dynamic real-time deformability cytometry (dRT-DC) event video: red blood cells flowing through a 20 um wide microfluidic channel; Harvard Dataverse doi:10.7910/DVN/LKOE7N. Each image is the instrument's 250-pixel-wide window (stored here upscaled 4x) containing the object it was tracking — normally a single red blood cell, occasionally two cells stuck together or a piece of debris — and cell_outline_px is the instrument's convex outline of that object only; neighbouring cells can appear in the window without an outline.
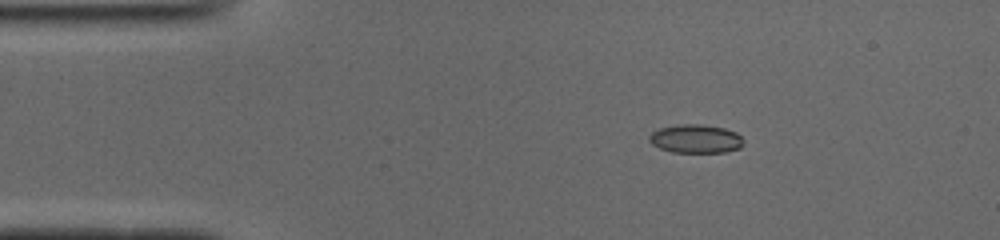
{"species": "common noctule bat (a hibernating species)", "species_latin": "Nyctalus noctula", "temperature_condition": "cold", "stored_images_in_passage": 45, "camera_frame_rate_fps": 3000, "um_per_image_px": 0.085, "animal": {"sex": "male", "body_mass_g": 19.0, "forearm_length_mm": 50.8}, "frame": {"image": 1, "passage_image": 7, "time_ms": 2.0, "image_size_px": [1000, 240], "cell_outline_px": [[744, 144], [740, 148], [724, 152], [672, 152], [660, 148], [652, 144], [648, 140], [648, 136], [652, 132], [660, 128], [676, 124], [700, 124], [724, 128], [736, 132], [744, 140]], "centroid_in_image_um": [59.13, 11.79], "position_along_channel_um": 25.9, "area_um2": 15.78}}
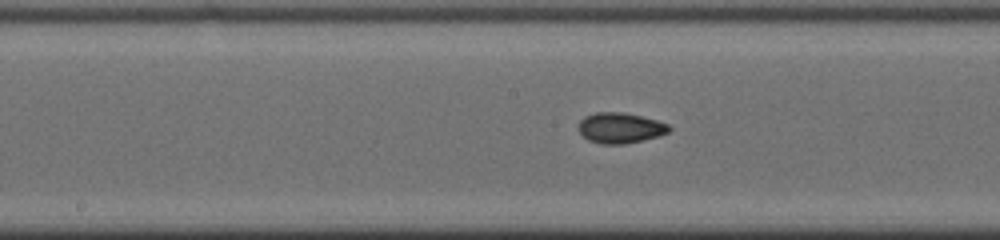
{"frame": {"image": 2, "passage_image": 24, "time_ms": 7.667, "image_size_px": [1000, 240], "cell_outline_px": [[672, 128], [668, 132], [656, 136], [624, 144], [604, 144], [588, 140], [580, 132], [580, 120], [584, 116], [596, 112], [624, 112], [656, 120], [668, 124]], "centroid_in_image_um": [52.71, 10.86], "position_along_channel_um": 195.5, "area_um2": 15.84}}
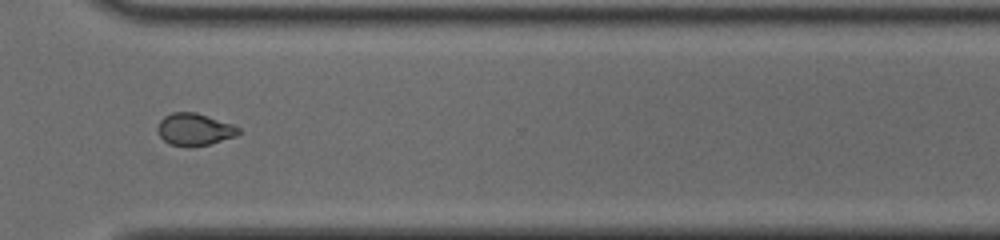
{"frame": {"image": 3, "passage_image": 36, "time_ms": 11.667, "image_size_px": [1000, 240], "cell_outline_px": [[240, 132], [236, 136], [208, 144], [172, 144], [164, 140], [160, 136], [156, 128], [160, 120], [164, 116], [172, 112], [196, 112], [232, 124], [240, 128]], "centroid_in_image_um": [16.53, 10.95], "position_along_channel_um": 354.1, "area_um2": 14.68}, "authors_computed_cell_mechanics": {"area_um2": 15.3748, "velocity_mm_per_s": 3.9481, "shape_relaxation_time_tau1_ms": 3.1213, "shape_relaxation_time_tau2_ms": 2.568, "deformation_change_tau1": 0.1253, "deformation_change_tau2": 0.0649}}